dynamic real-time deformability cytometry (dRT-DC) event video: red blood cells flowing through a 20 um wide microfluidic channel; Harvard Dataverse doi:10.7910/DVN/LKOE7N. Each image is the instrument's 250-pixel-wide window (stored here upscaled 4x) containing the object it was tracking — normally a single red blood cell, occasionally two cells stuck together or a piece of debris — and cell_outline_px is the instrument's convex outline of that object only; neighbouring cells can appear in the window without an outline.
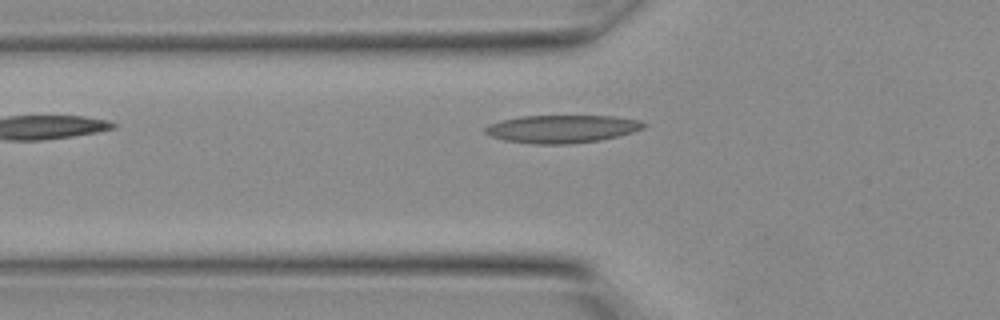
{"species": "Egyptian fruit bat (a non-hibernating species)", "species_latin": "Rousettus aegyptiacus", "temperature_condition": "warm", "stored_images_in_passage": 5, "camera_frame_rate_fps": 3000, "um_per_image_px": 0.085, "animal": {"sex": "female"}, "frame": {"image": 1, "passage_image": 5, "time_ms": 1.333, "image_size_px": [1000, 320], "cell_outline_px": [[648, 124], [644, 128], [620, 136], [600, 140], [572, 144], [532, 144], [504, 140], [492, 136], [484, 132], [484, 128], [488, 124], [500, 120], [520, 116], [612, 116], [640, 120]], "centroid_in_image_um": [47.77, 10.96], "position_along_channel_um": 78.0, "area_um2": 25.95}}